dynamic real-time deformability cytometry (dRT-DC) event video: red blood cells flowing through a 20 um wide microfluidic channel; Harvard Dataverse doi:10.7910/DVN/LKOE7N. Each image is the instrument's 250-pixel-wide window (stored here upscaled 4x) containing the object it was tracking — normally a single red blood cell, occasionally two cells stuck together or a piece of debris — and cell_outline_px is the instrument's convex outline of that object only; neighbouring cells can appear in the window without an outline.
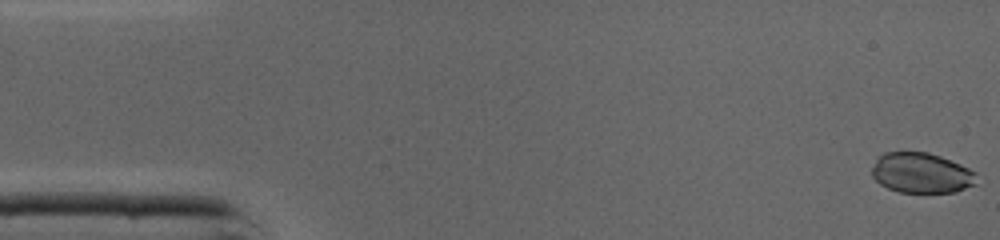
{"species": "common noctule bat (a hibernating species)", "species_latin": "Nyctalus noctula", "temperature_condition": "cold", "stored_images_in_passage": 37, "camera_frame_rate_fps": 3000, "um_per_image_px": 0.085, "animal": {"sex": "male", "body_mass_g": 19.0, "forearm_length_mm": 50.8}, "frame": {"image": 1, "passage_image": 1, "time_ms": 0.0, "image_size_px": [1000, 240], "cell_outline_px": [[976, 184], [956, 192], [900, 192], [888, 188], [880, 184], [872, 176], [872, 168], [876, 160], [884, 152], [928, 152], [940, 156], [960, 164], [976, 172]], "centroid_in_image_um": [78.33, 14.7], "position_along_channel_um": 6.7, "area_um2": 24.51}}
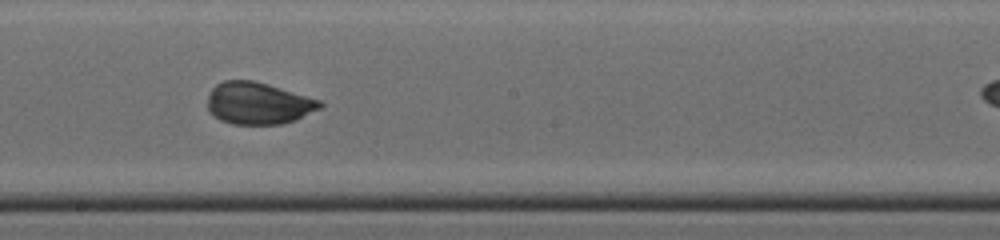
{"frame": {"image": 2, "passage_image": 25, "time_ms": 8.0, "image_size_px": [1000, 240], "cell_outline_px": [[324, 104], [320, 108], [296, 120], [280, 124], [232, 124], [220, 120], [208, 108], [208, 96], [212, 88], [216, 84], [224, 80], [252, 80], [268, 84], [320, 100]], "centroid_in_image_um": [21.95, 8.77], "position_along_channel_um": 226.2, "area_um2": 27.34}}
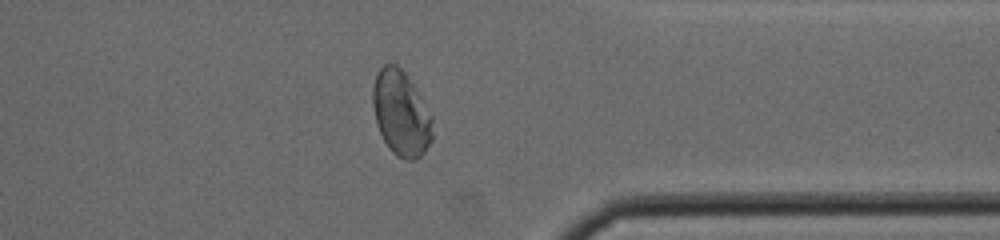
{"frame": {"image": 3, "passage_image": 36, "time_ms": 11.667, "image_size_px": [1000, 240], "cell_outline_px": [[432, 140], [424, 152], [420, 156], [412, 160], [404, 160], [396, 156], [392, 152], [384, 140], [376, 124], [372, 104], [372, 88], [376, 72], [384, 64], [396, 64], [404, 72], [420, 96], [432, 116]], "centroid_in_image_um": [34.06, 9.64], "position_along_channel_um": 377.3, "area_um2": 29.59}}